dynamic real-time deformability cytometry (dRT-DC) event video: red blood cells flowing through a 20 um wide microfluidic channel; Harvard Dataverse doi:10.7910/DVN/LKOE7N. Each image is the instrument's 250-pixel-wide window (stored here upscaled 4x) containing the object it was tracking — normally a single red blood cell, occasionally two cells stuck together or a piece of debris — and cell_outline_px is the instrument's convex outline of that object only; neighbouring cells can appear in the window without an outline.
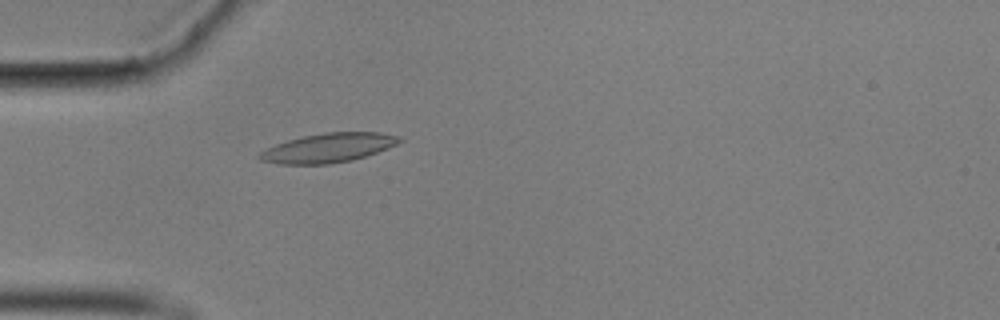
{"species": "common noctule bat (a hibernating species)", "species_latin": "Nyctalus noctula", "temperature_condition": "cold", "stored_images_in_passage": 43, "camera_frame_rate_fps": 3000, "um_per_image_px": 0.085, "animal": {"sex": "male", "body_mass_g": 17.9}, "frame": {"image": 1, "passage_image": 3, "time_ms": 0.667, "image_size_px": [1000, 320], "cell_outline_px": [[404, 140], [388, 148], [352, 160], [328, 164], [280, 164], [260, 160], [256, 156], [260, 152], [276, 144], [288, 140], [304, 136], [324, 132], [380, 132], [400, 136]], "centroid_in_image_um": [27.91, 12.56], "position_along_channel_um": 57.1, "area_um2": 23.7}}
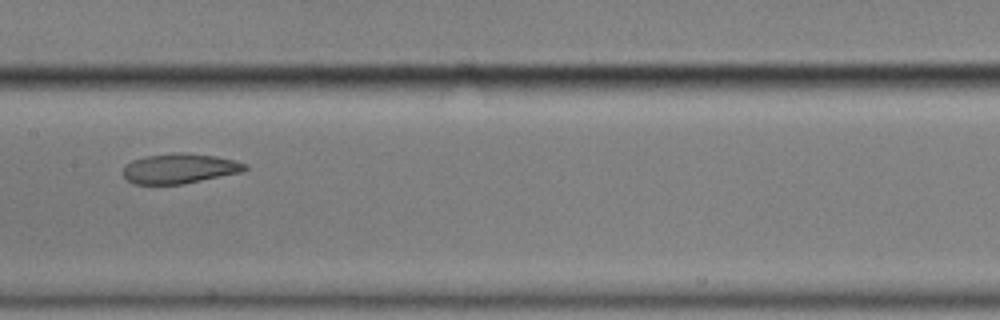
{"frame": {"image": 2, "passage_image": 15, "time_ms": 4.667, "image_size_px": [1000, 320], "cell_outline_px": [[248, 168], [240, 172], [184, 184], [136, 184], [128, 180], [124, 176], [124, 168], [132, 160], [144, 156], [180, 152], [216, 156], [236, 160], [248, 164]], "centroid_in_image_um": [15.29, 14.32], "position_along_channel_um": 192.1, "area_um2": 21.15}}
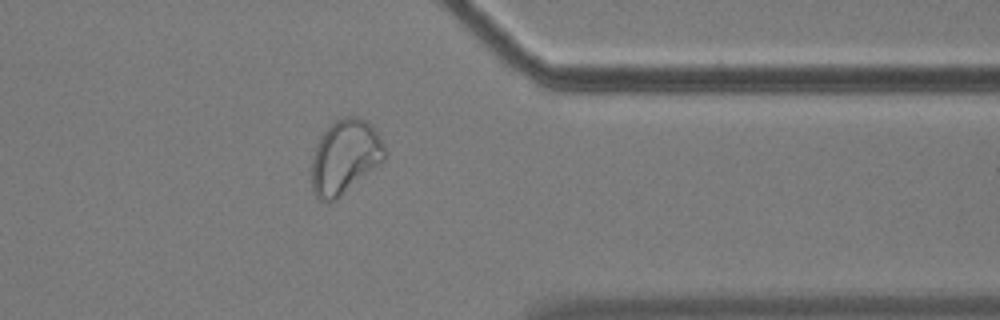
{"frame": {"image": 3, "passage_image": 32, "time_ms": 10.333, "image_size_px": [1000, 320], "cell_outline_px": [[384, 160], [380, 164], [336, 200], [328, 204], [320, 200], [316, 196], [312, 188], [312, 156], [316, 144], [324, 132], [336, 120], [344, 116], [360, 116], [368, 120], [384, 144]], "centroid_in_image_um": [29.31, 13.34], "position_along_channel_um": 382.1, "area_um2": 31.62}, "authors_computed_cell_mechanics": {"area_um2": 23.0044, "velocity_mm_per_s": 3.5067, "shape_relaxation_time_tau1_ms": null, "shape_relaxation_time_tau2_ms": 2.2775, "deformation_change_tau1": null, "deformation_change_tau2": 0.0592}}